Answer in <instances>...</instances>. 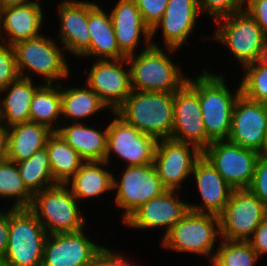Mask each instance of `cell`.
Masks as SVG:
<instances>
[{
    "instance_id": "1",
    "label": "cell",
    "mask_w": 267,
    "mask_h": 266,
    "mask_svg": "<svg viewBox=\"0 0 267 266\" xmlns=\"http://www.w3.org/2000/svg\"><path fill=\"white\" fill-rule=\"evenodd\" d=\"M187 82L199 95L203 123L208 138L213 141L227 140L232 122V113L236 100L241 95V86L234 93L222 73H212L207 67ZM194 79V80H193ZM227 82V83H226Z\"/></svg>"
},
{
    "instance_id": "2",
    "label": "cell",
    "mask_w": 267,
    "mask_h": 266,
    "mask_svg": "<svg viewBox=\"0 0 267 266\" xmlns=\"http://www.w3.org/2000/svg\"><path fill=\"white\" fill-rule=\"evenodd\" d=\"M151 46L141 52L130 55L131 89L143 92H176L188 79L182 68L173 63L169 53L174 55L179 50L161 48L158 42L151 40ZM168 52H167V51ZM168 54H167V53ZM169 55V56H168Z\"/></svg>"
},
{
    "instance_id": "3",
    "label": "cell",
    "mask_w": 267,
    "mask_h": 266,
    "mask_svg": "<svg viewBox=\"0 0 267 266\" xmlns=\"http://www.w3.org/2000/svg\"><path fill=\"white\" fill-rule=\"evenodd\" d=\"M114 112L157 141L170 138L173 132L174 93L132 90Z\"/></svg>"
},
{
    "instance_id": "4",
    "label": "cell",
    "mask_w": 267,
    "mask_h": 266,
    "mask_svg": "<svg viewBox=\"0 0 267 266\" xmlns=\"http://www.w3.org/2000/svg\"><path fill=\"white\" fill-rule=\"evenodd\" d=\"M55 40L42 33L13 45L20 77L32 80L34 74L42 77L43 84H58L71 78L70 64L65 58L67 54Z\"/></svg>"
},
{
    "instance_id": "5",
    "label": "cell",
    "mask_w": 267,
    "mask_h": 266,
    "mask_svg": "<svg viewBox=\"0 0 267 266\" xmlns=\"http://www.w3.org/2000/svg\"><path fill=\"white\" fill-rule=\"evenodd\" d=\"M220 218L210 213L189 210L164 236L161 245L177 253H190L205 257L212 262L219 246ZM216 243L218 245H216Z\"/></svg>"
},
{
    "instance_id": "6",
    "label": "cell",
    "mask_w": 267,
    "mask_h": 266,
    "mask_svg": "<svg viewBox=\"0 0 267 266\" xmlns=\"http://www.w3.org/2000/svg\"><path fill=\"white\" fill-rule=\"evenodd\" d=\"M78 200L65 184H57L33 195L28 208L48 235L77 232L87 226Z\"/></svg>"
},
{
    "instance_id": "7",
    "label": "cell",
    "mask_w": 267,
    "mask_h": 266,
    "mask_svg": "<svg viewBox=\"0 0 267 266\" xmlns=\"http://www.w3.org/2000/svg\"><path fill=\"white\" fill-rule=\"evenodd\" d=\"M47 237L29 209L9 207L8 246L3 261L7 266H41Z\"/></svg>"
},
{
    "instance_id": "8",
    "label": "cell",
    "mask_w": 267,
    "mask_h": 266,
    "mask_svg": "<svg viewBox=\"0 0 267 266\" xmlns=\"http://www.w3.org/2000/svg\"><path fill=\"white\" fill-rule=\"evenodd\" d=\"M215 24L210 37L226 47L242 69L258 61L267 35L244 9L216 20Z\"/></svg>"
},
{
    "instance_id": "9",
    "label": "cell",
    "mask_w": 267,
    "mask_h": 266,
    "mask_svg": "<svg viewBox=\"0 0 267 266\" xmlns=\"http://www.w3.org/2000/svg\"><path fill=\"white\" fill-rule=\"evenodd\" d=\"M121 172L120 178H116L113 174V191H116L114 198L116 207L122 208L121 222L123 223L141 205L160 196L166 189L154 163L125 166Z\"/></svg>"
},
{
    "instance_id": "10",
    "label": "cell",
    "mask_w": 267,
    "mask_h": 266,
    "mask_svg": "<svg viewBox=\"0 0 267 266\" xmlns=\"http://www.w3.org/2000/svg\"><path fill=\"white\" fill-rule=\"evenodd\" d=\"M266 217L267 208L249 189H233L219 215L220 237L228 241H248Z\"/></svg>"
},
{
    "instance_id": "11",
    "label": "cell",
    "mask_w": 267,
    "mask_h": 266,
    "mask_svg": "<svg viewBox=\"0 0 267 266\" xmlns=\"http://www.w3.org/2000/svg\"><path fill=\"white\" fill-rule=\"evenodd\" d=\"M107 125V152L105 160L109 165L112 155L119 157L126 166H143L154 163L157 140L145 135L128 124L115 112Z\"/></svg>"
},
{
    "instance_id": "12",
    "label": "cell",
    "mask_w": 267,
    "mask_h": 266,
    "mask_svg": "<svg viewBox=\"0 0 267 266\" xmlns=\"http://www.w3.org/2000/svg\"><path fill=\"white\" fill-rule=\"evenodd\" d=\"M202 155L233 189H249L259 153L222 140L211 142Z\"/></svg>"
},
{
    "instance_id": "13",
    "label": "cell",
    "mask_w": 267,
    "mask_h": 266,
    "mask_svg": "<svg viewBox=\"0 0 267 266\" xmlns=\"http://www.w3.org/2000/svg\"><path fill=\"white\" fill-rule=\"evenodd\" d=\"M88 71L84 83L109 108L108 112H114L131 94L130 66L127 58L95 60Z\"/></svg>"
},
{
    "instance_id": "14",
    "label": "cell",
    "mask_w": 267,
    "mask_h": 266,
    "mask_svg": "<svg viewBox=\"0 0 267 266\" xmlns=\"http://www.w3.org/2000/svg\"><path fill=\"white\" fill-rule=\"evenodd\" d=\"M201 156L202 151L192 144L171 138L158 140L154 165L164 188L180 191Z\"/></svg>"
},
{
    "instance_id": "15",
    "label": "cell",
    "mask_w": 267,
    "mask_h": 266,
    "mask_svg": "<svg viewBox=\"0 0 267 266\" xmlns=\"http://www.w3.org/2000/svg\"><path fill=\"white\" fill-rule=\"evenodd\" d=\"M171 139L189 143L204 151L212 142L206 135L197 91L186 81L174 92V120Z\"/></svg>"
},
{
    "instance_id": "16",
    "label": "cell",
    "mask_w": 267,
    "mask_h": 266,
    "mask_svg": "<svg viewBox=\"0 0 267 266\" xmlns=\"http://www.w3.org/2000/svg\"><path fill=\"white\" fill-rule=\"evenodd\" d=\"M267 104L251 101L242 94L236 100L227 141L265 154Z\"/></svg>"
},
{
    "instance_id": "17",
    "label": "cell",
    "mask_w": 267,
    "mask_h": 266,
    "mask_svg": "<svg viewBox=\"0 0 267 266\" xmlns=\"http://www.w3.org/2000/svg\"><path fill=\"white\" fill-rule=\"evenodd\" d=\"M85 231L83 228L77 232L48 235L41 266L88 265L105 246L91 240Z\"/></svg>"
},
{
    "instance_id": "18",
    "label": "cell",
    "mask_w": 267,
    "mask_h": 266,
    "mask_svg": "<svg viewBox=\"0 0 267 266\" xmlns=\"http://www.w3.org/2000/svg\"><path fill=\"white\" fill-rule=\"evenodd\" d=\"M176 190H166L136 209L123 225L132 230L165 229L163 236L189 211L186 200ZM180 199V200H179Z\"/></svg>"
},
{
    "instance_id": "19",
    "label": "cell",
    "mask_w": 267,
    "mask_h": 266,
    "mask_svg": "<svg viewBox=\"0 0 267 266\" xmlns=\"http://www.w3.org/2000/svg\"><path fill=\"white\" fill-rule=\"evenodd\" d=\"M57 42L65 52L80 57L91 45L88 28V1L60 0Z\"/></svg>"
},
{
    "instance_id": "20",
    "label": "cell",
    "mask_w": 267,
    "mask_h": 266,
    "mask_svg": "<svg viewBox=\"0 0 267 266\" xmlns=\"http://www.w3.org/2000/svg\"><path fill=\"white\" fill-rule=\"evenodd\" d=\"M200 14L197 0H169L162 18L151 30V40L161 30L164 46L180 50L190 43L188 38L197 27Z\"/></svg>"
},
{
    "instance_id": "21",
    "label": "cell",
    "mask_w": 267,
    "mask_h": 266,
    "mask_svg": "<svg viewBox=\"0 0 267 266\" xmlns=\"http://www.w3.org/2000/svg\"><path fill=\"white\" fill-rule=\"evenodd\" d=\"M191 177L201 198L199 203H189V210L197 213L220 215L230 199L233 188L202 155L195 163Z\"/></svg>"
},
{
    "instance_id": "22",
    "label": "cell",
    "mask_w": 267,
    "mask_h": 266,
    "mask_svg": "<svg viewBox=\"0 0 267 266\" xmlns=\"http://www.w3.org/2000/svg\"><path fill=\"white\" fill-rule=\"evenodd\" d=\"M109 11L119 50L126 56L137 52L138 46L151 44V30L145 25L134 0H118ZM142 37V38H141ZM144 38V39H143ZM143 42H140L142 40Z\"/></svg>"
},
{
    "instance_id": "23",
    "label": "cell",
    "mask_w": 267,
    "mask_h": 266,
    "mask_svg": "<svg viewBox=\"0 0 267 266\" xmlns=\"http://www.w3.org/2000/svg\"><path fill=\"white\" fill-rule=\"evenodd\" d=\"M88 28L90 47L77 59L117 60L126 58L119 50L109 11L93 1H88Z\"/></svg>"
},
{
    "instance_id": "24",
    "label": "cell",
    "mask_w": 267,
    "mask_h": 266,
    "mask_svg": "<svg viewBox=\"0 0 267 266\" xmlns=\"http://www.w3.org/2000/svg\"><path fill=\"white\" fill-rule=\"evenodd\" d=\"M43 11L39 0L3 8L4 41L13 46L20 41L40 36L46 15Z\"/></svg>"
},
{
    "instance_id": "25",
    "label": "cell",
    "mask_w": 267,
    "mask_h": 266,
    "mask_svg": "<svg viewBox=\"0 0 267 266\" xmlns=\"http://www.w3.org/2000/svg\"><path fill=\"white\" fill-rule=\"evenodd\" d=\"M109 166L106 161H85L65 185L79 203L100 198L104 193L113 192V173Z\"/></svg>"
},
{
    "instance_id": "26",
    "label": "cell",
    "mask_w": 267,
    "mask_h": 266,
    "mask_svg": "<svg viewBox=\"0 0 267 266\" xmlns=\"http://www.w3.org/2000/svg\"><path fill=\"white\" fill-rule=\"evenodd\" d=\"M85 122L65 123L56 131L85 161H104L107 152L105 129L85 125Z\"/></svg>"
},
{
    "instance_id": "27",
    "label": "cell",
    "mask_w": 267,
    "mask_h": 266,
    "mask_svg": "<svg viewBox=\"0 0 267 266\" xmlns=\"http://www.w3.org/2000/svg\"><path fill=\"white\" fill-rule=\"evenodd\" d=\"M42 84L19 77L0 90V121L8 128L30 122V104L35 91ZM3 94V96H1ZM5 94V95H4ZM3 97V98H2Z\"/></svg>"
},
{
    "instance_id": "28",
    "label": "cell",
    "mask_w": 267,
    "mask_h": 266,
    "mask_svg": "<svg viewBox=\"0 0 267 266\" xmlns=\"http://www.w3.org/2000/svg\"><path fill=\"white\" fill-rule=\"evenodd\" d=\"M105 110L109 108L86 83L82 87H66L61 83V120L64 119V123L82 122Z\"/></svg>"
},
{
    "instance_id": "29",
    "label": "cell",
    "mask_w": 267,
    "mask_h": 266,
    "mask_svg": "<svg viewBox=\"0 0 267 266\" xmlns=\"http://www.w3.org/2000/svg\"><path fill=\"white\" fill-rule=\"evenodd\" d=\"M52 133L47 126L34 122L9 127L7 159L15 163L29 159L36 151L46 147Z\"/></svg>"
},
{
    "instance_id": "30",
    "label": "cell",
    "mask_w": 267,
    "mask_h": 266,
    "mask_svg": "<svg viewBox=\"0 0 267 266\" xmlns=\"http://www.w3.org/2000/svg\"><path fill=\"white\" fill-rule=\"evenodd\" d=\"M46 148L52 177L57 184H66L85 162L57 132L48 137Z\"/></svg>"
},
{
    "instance_id": "31",
    "label": "cell",
    "mask_w": 267,
    "mask_h": 266,
    "mask_svg": "<svg viewBox=\"0 0 267 266\" xmlns=\"http://www.w3.org/2000/svg\"><path fill=\"white\" fill-rule=\"evenodd\" d=\"M60 119L61 83L42 84L35 91L30 104V122L45 125L56 132L62 125Z\"/></svg>"
},
{
    "instance_id": "32",
    "label": "cell",
    "mask_w": 267,
    "mask_h": 266,
    "mask_svg": "<svg viewBox=\"0 0 267 266\" xmlns=\"http://www.w3.org/2000/svg\"><path fill=\"white\" fill-rule=\"evenodd\" d=\"M17 167L25 186L33 195L57 185L52 177L46 147L36 151L29 159L18 162Z\"/></svg>"
},
{
    "instance_id": "33",
    "label": "cell",
    "mask_w": 267,
    "mask_h": 266,
    "mask_svg": "<svg viewBox=\"0 0 267 266\" xmlns=\"http://www.w3.org/2000/svg\"><path fill=\"white\" fill-rule=\"evenodd\" d=\"M12 201V209H28L33 194L25 186L17 163L5 159L0 161V199Z\"/></svg>"
},
{
    "instance_id": "34",
    "label": "cell",
    "mask_w": 267,
    "mask_h": 266,
    "mask_svg": "<svg viewBox=\"0 0 267 266\" xmlns=\"http://www.w3.org/2000/svg\"><path fill=\"white\" fill-rule=\"evenodd\" d=\"M260 260L248 241L220 240L209 266H256Z\"/></svg>"
},
{
    "instance_id": "35",
    "label": "cell",
    "mask_w": 267,
    "mask_h": 266,
    "mask_svg": "<svg viewBox=\"0 0 267 266\" xmlns=\"http://www.w3.org/2000/svg\"><path fill=\"white\" fill-rule=\"evenodd\" d=\"M240 81L241 94L255 102L267 104V65L256 61L245 66Z\"/></svg>"
},
{
    "instance_id": "36",
    "label": "cell",
    "mask_w": 267,
    "mask_h": 266,
    "mask_svg": "<svg viewBox=\"0 0 267 266\" xmlns=\"http://www.w3.org/2000/svg\"><path fill=\"white\" fill-rule=\"evenodd\" d=\"M244 0H197L200 13L209 15L214 22L243 10Z\"/></svg>"
},
{
    "instance_id": "37",
    "label": "cell",
    "mask_w": 267,
    "mask_h": 266,
    "mask_svg": "<svg viewBox=\"0 0 267 266\" xmlns=\"http://www.w3.org/2000/svg\"><path fill=\"white\" fill-rule=\"evenodd\" d=\"M19 77L13 46L0 42V90Z\"/></svg>"
},
{
    "instance_id": "38",
    "label": "cell",
    "mask_w": 267,
    "mask_h": 266,
    "mask_svg": "<svg viewBox=\"0 0 267 266\" xmlns=\"http://www.w3.org/2000/svg\"><path fill=\"white\" fill-rule=\"evenodd\" d=\"M145 25L152 30L162 18L169 0H134Z\"/></svg>"
},
{
    "instance_id": "39",
    "label": "cell",
    "mask_w": 267,
    "mask_h": 266,
    "mask_svg": "<svg viewBox=\"0 0 267 266\" xmlns=\"http://www.w3.org/2000/svg\"><path fill=\"white\" fill-rule=\"evenodd\" d=\"M249 190L257 196L267 208V154H261L257 160L253 182Z\"/></svg>"
},
{
    "instance_id": "40",
    "label": "cell",
    "mask_w": 267,
    "mask_h": 266,
    "mask_svg": "<svg viewBox=\"0 0 267 266\" xmlns=\"http://www.w3.org/2000/svg\"><path fill=\"white\" fill-rule=\"evenodd\" d=\"M128 258L125 255L123 256L120 251L118 252L105 246L86 266H129L133 262Z\"/></svg>"
},
{
    "instance_id": "41",
    "label": "cell",
    "mask_w": 267,
    "mask_h": 266,
    "mask_svg": "<svg viewBox=\"0 0 267 266\" xmlns=\"http://www.w3.org/2000/svg\"><path fill=\"white\" fill-rule=\"evenodd\" d=\"M243 9L267 35V0H244Z\"/></svg>"
},
{
    "instance_id": "42",
    "label": "cell",
    "mask_w": 267,
    "mask_h": 266,
    "mask_svg": "<svg viewBox=\"0 0 267 266\" xmlns=\"http://www.w3.org/2000/svg\"><path fill=\"white\" fill-rule=\"evenodd\" d=\"M259 258L267 255V217L256 228L251 238L248 240Z\"/></svg>"
},
{
    "instance_id": "43",
    "label": "cell",
    "mask_w": 267,
    "mask_h": 266,
    "mask_svg": "<svg viewBox=\"0 0 267 266\" xmlns=\"http://www.w3.org/2000/svg\"><path fill=\"white\" fill-rule=\"evenodd\" d=\"M0 210V258H3L8 246L9 236V207Z\"/></svg>"
},
{
    "instance_id": "44",
    "label": "cell",
    "mask_w": 267,
    "mask_h": 266,
    "mask_svg": "<svg viewBox=\"0 0 267 266\" xmlns=\"http://www.w3.org/2000/svg\"><path fill=\"white\" fill-rule=\"evenodd\" d=\"M9 128L0 121V161L7 159Z\"/></svg>"
},
{
    "instance_id": "45",
    "label": "cell",
    "mask_w": 267,
    "mask_h": 266,
    "mask_svg": "<svg viewBox=\"0 0 267 266\" xmlns=\"http://www.w3.org/2000/svg\"><path fill=\"white\" fill-rule=\"evenodd\" d=\"M32 1L35 0H0V5L2 6V8H9L30 3Z\"/></svg>"
},
{
    "instance_id": "46",
    "label": "cell",
    "mask_w": 267,
    "mask_h": 266,
    "mask_svg": "<svg viewBox=\"0 0 267 266\" xmlns=\"http://www.w3.org/2000/svg\"><path fill=\"white\" fill-rule=\"evenodd\" d=\"M258 62L267 65V36L262 45V50Z\"/></svg>"
},
{
    "instance_id": "47",
    "label": "cell",
    "mask_w": 267,
    "mask_h": 266,
    "mask_svg": "<svg viewBox=\"0 0 267 266\" xmlns=\"http://www.w3.org/2000/svg\"><path fill=\"white\" fill-rule=\"evenodd\" d=\"M0 42L4 41V29H3V8L0 5Z\"/></svg>"
},
{
    "instance_id": "48",
    "label": "cell",
    "mask_w": 267,
    "mask_h": 266,
    "mask_svg": "<svg viewBox=\"0 0 267 266\" xmlns=\"http://www.w3.org/2000/svg\"><path fill=\"white\" fill-rule=\"evenodd\" d=\"M265 154H267V125H266V131H265Z\"/></svg>"
},
{
    "instance_id": "49",
    "label": "cell",
    "mask_w": 267,
    "mask_h": 266,
    "mask_svg": "<svg viewBox=\"0 0 267 266\" xmlns=\"http://www.w3.org/2000/svg\"><path fill=\"white\" fill-rule=\"evenodd\" d=\"M0 266H7L5 262L3 261V258H0Z\"/></svg>"
}]
</instances>
